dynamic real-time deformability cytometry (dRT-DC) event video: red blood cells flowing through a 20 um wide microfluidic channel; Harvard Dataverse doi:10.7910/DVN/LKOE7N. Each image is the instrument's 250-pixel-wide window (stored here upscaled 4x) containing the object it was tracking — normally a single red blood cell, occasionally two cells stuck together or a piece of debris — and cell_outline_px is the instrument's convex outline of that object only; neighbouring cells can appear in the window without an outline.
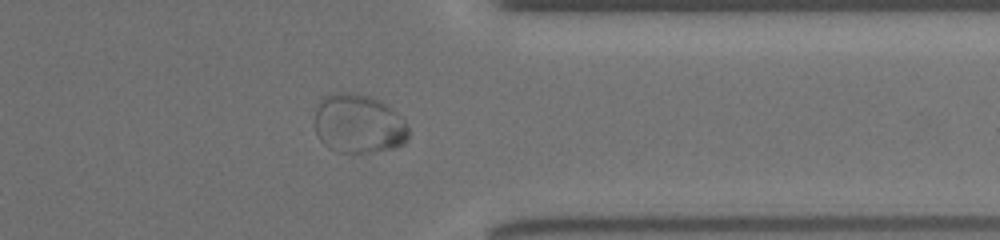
{"species": "common noctule bat (a hibernating species)", "species_latin": "Nyctalus noctula", "temperature_condition": "room temperature", "stored_images_in_passage": 42, "camera_frame_rate_fps": 3000, "um_per_image_px": 0.085, "animal": {"sex": "female", "body_mass_g": 19.5, "forearm_length_mm": 54.1}, "frame": {"image": 1, "passage_image": 39, "time_ms": 12.667, "image_size_px": [1000, 240], "cell_outline_px": [[408, 140], [404, 144], [392, 148], [368, 152], [336, 152], [328, 148], [320, 140], [316, 132], [316, 108], [320, 96], [336, 92], [352, 92], [372, 96], [380, 100], [396, 112], [408, 124]], "centroid_in_image_um": [30.46, 10.5], "position_along_channel_um": 380.9, "area_um2": 32.66}}